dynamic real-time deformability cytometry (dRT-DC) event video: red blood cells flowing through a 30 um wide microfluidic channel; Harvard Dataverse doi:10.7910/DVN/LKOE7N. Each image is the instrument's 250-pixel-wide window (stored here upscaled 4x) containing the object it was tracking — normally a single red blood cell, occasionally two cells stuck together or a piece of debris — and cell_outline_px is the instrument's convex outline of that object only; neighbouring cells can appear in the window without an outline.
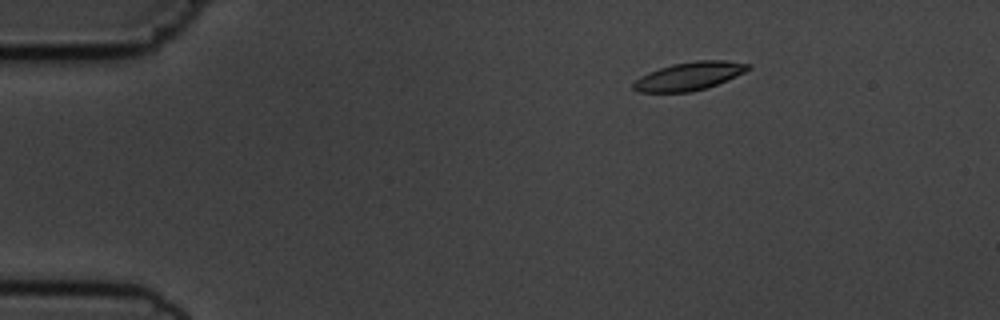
{"species": "common noctule bat (a hibernating species)", "species_latin": "Nyctalus noctula", "temperature_condition": "cold", "stored_images_in_passage": 6, "camera_frame_rate_fps": 3000, "um_per_image_px": 0.085, "animal": {"sex": "male", "body_mass_g": 19.5, "forearm_length_mm": 54.6}, "frame": {"image": 1, "passage_image": 3, "time_ms": 2.333, "image_size_px": [1000, 320], "cell_outline_px": [[752, 68], [744, 72], [716, 84], [692, 92], [640, 92], [632, 88], [632, 84], [640, 76], [648, 72], [672, 64], [696, 60], [724, 60], [752, 64]], "centroid_in_image_um": [58.57, 6.46], "position_along_channel_um": 26.4, "area_um2": 18.73}}
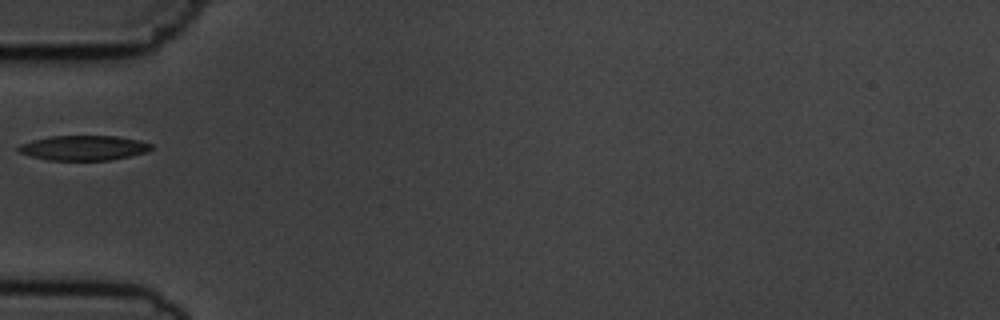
{"frame": {"image": 2, "passage_image": 6, "time_ms": 5.667, "image_size_px": [1000, 320], "cell_outline_px": [[152, 148], [148, 152], [108, 160], [48, 160], [32, 156], [20, 152], [16, 148], [20, 144], [32, 140], [48, 136], [116, 136], [140, 140], [152, 144]], "centroid_in_image_um": [7.11, 12.56], "position_along_channel_um": 77.9, "area_um2": 19.19}}